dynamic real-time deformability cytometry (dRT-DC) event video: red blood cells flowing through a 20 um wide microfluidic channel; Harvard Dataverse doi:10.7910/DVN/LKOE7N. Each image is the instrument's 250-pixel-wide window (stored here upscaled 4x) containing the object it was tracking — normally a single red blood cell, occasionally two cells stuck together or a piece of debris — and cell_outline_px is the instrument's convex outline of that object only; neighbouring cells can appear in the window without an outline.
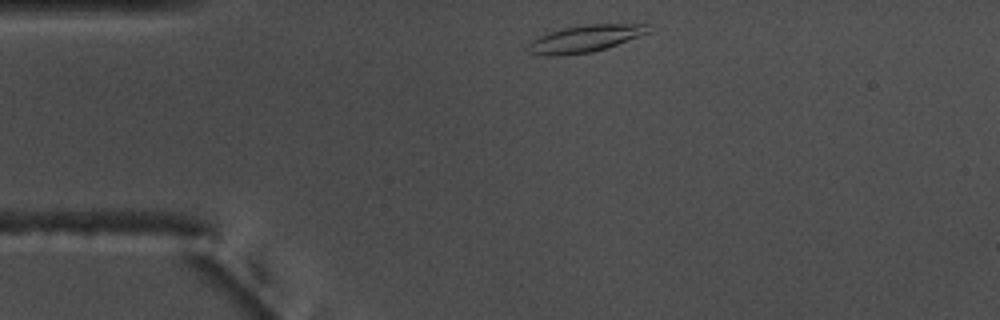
{"species": "common noctule bat (a hibernating species)", "species_latin": "Nyctalus noctula", "temperature_condition": "warm", "stored_images_in_passage": 35, "camera_frame_rate_fps": 3000, "um_per_image_px": 0.085, "animal": {"sex": "male", "body_mass_g": 17.5, "forearm_length_mm": 52.3}, "frame": {"image": 1, "passage_image": 1, "time_ms": 0.0, "image_size_px": [1000, 320], "cell_outline_px": [[652, 32], [592, 52], [564, 56], [544, 56], [528, 52], [528, 44], [532, 40], [548, 32], [564, 28], [588, 24], [648, 24]], "centroid_in_image_um": [49.72, 3.29], "position_along_channel_um": 35.3, "area_um2": 18.9}}
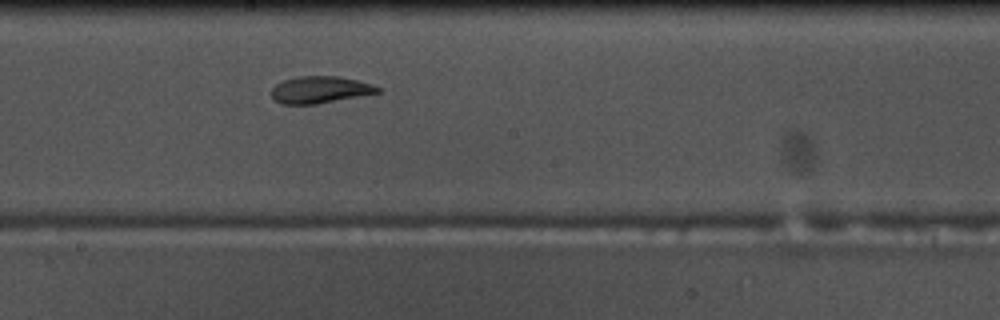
{"frame": {"image": 2, "passage_image": 19, "time_ms": 6.0, "image_size_px": [1000, 320], "cell_outline_px": [[380, 92], [360, 96], [316, 104], [280, 104], [272, 100], [272, 88], [276, 84], [284, 80], [300, 76], [336, 76], [360, 80], [372, 84], [380, 88]], "centroid_in_image_um": [27.19, 7.63], "position_along_channel_um": 221.0, "area_um2": 16.7}}
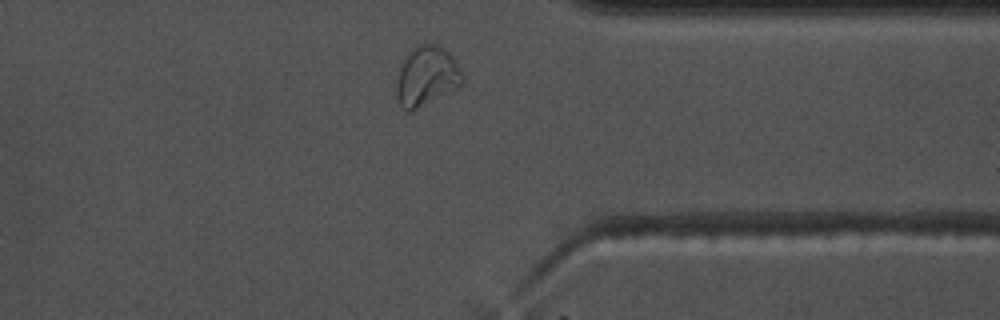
{"frame": {"image": 3, "passage_image": 32, "time_ms": 10.333, "image_size_px": [1000, 320], "cell_outline_px": [[464, 84], [408, 112], [400, 104], [396, 96], [396, 84], [400, 68], [404, 56], [416, 44], [436, 44], [448, 52], [452, 56], [464, 80]], "centroid_in_image_um": [36.23, 6.45], "position_along_channel_um": 375.2, "area_um2": 22.48}, "authors_computed_cell_mechanics": {"area_um2": 16.9354, "velocity_mm_per_s": 3.6818, "shape_relaxation_time_tau1_ms": 6.1647, "shape_relaxation_time_tau2_ms": 1.0899, "deformation_change_tau1": 0.2167, "deformation_change_tau2": 0.0767}}